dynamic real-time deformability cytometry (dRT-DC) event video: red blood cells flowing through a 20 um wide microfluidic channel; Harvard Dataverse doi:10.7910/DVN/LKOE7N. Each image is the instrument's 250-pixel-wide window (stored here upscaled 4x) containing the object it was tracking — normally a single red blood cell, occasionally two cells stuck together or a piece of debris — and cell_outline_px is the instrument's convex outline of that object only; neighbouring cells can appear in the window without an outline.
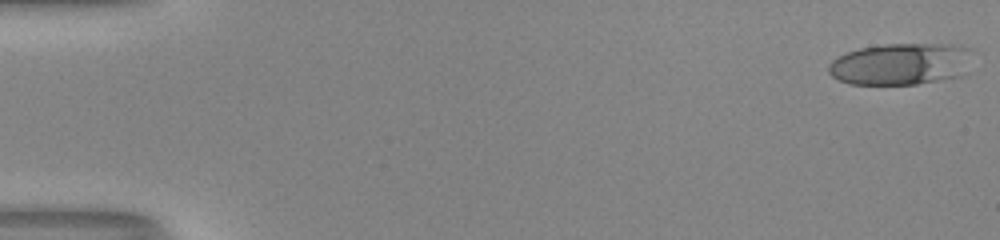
{"species": "human", "species_latin": "Homo sapiens", "temperature_condition": "room temperature", "stored_images_in_passage": 53, "camera_frame_rate_fps": 3000, "um_per_image_px": 0.085, "donor": {"sex": "male"}, "frame": {"image": 1, "passage_image": 1, "time_ms": 0.0, "image_size_px": [1000, 240], "cell_outline_px": [[972, 48], [960, 76], [916, 84], [848, 84], [832, 76], [828, 72], [828, 64], [832, 60], [848, 52], [860, 48], [884, 44], [964, 44]], "centroid_in_image_um": [76.53, 5.42], "position_along_channel_um": 8.5, "area_um2": 34.8}}
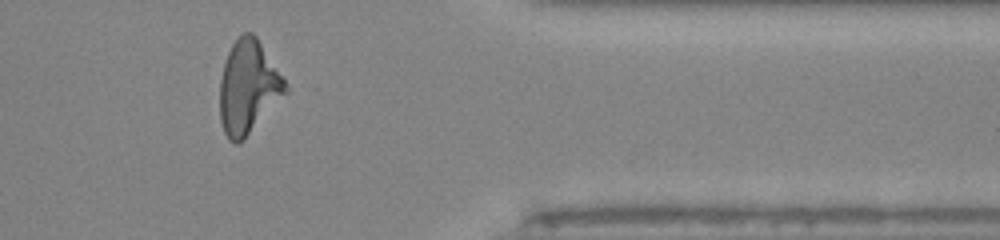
{"frame": {"image": 2, "passage_image": 44, "time_ms": 14.333, "image_size_px": [1000, 240], "cell_outline_px": [[288, 92], [244, 140], [236, 144], [228, 140], [224, 132], [220, 120], [220, 80], [224, 64], [228, 52], [232, 44], [244, 32], [252, 32], [256, 36], [288, 84]], "centroid_in_image_um": [21.11, 7.44], "position_along_channel_um": 390.3, "area_um2": 35.72}}
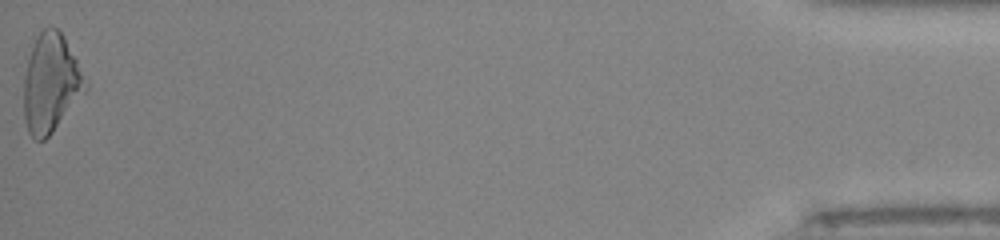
{"frame": {"image": 3, "passage_image": 53, "time_ms": 17.333, "image_size_px": [1000, 240], "cell_outline_px": [[88, 88], [52, 132], [44, 140], [32, 140], [28, 132], [24, 120], [24, 76], [32, 44], [36, 36], [44, 28], [56, 28], [64, 36], [88, 84]], "centroid_in_image_um": [4.3, 7.1], "position_along_channel_um": 430.9, "area_um2": 35.03}, "authors_computed_cell_mechanics": {"area_um2": 35.0268, "velocity_mm_per_s": 4.0464, "shape_relaxation_time_tau1_ms": 7.03, "shape_relaxation_time_tau2_ms": 1.9161, "deformation_change_tau1": 0.2453, "deformation_change_tau2": 0.1465}}